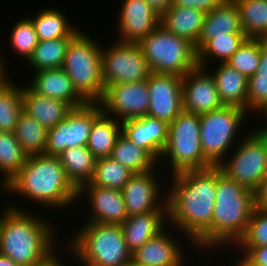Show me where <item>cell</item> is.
<instances>
[{
    "label": "cell",
    "mask_w": 267,
    "mask_h": 266,
    "mask_svg": "<svg viewBox=\"0 0 267 266\" xmlns=\"http://www.w3.org/2000/svg\"><path fill=\"white\" fill-rule=\"evenodd\" d=\"M171 178V188L166 193L168 223L184 232L189 243L192 241L199 250L212 248L217 166L183 171Z\"/></svg>",
    "instance_id": "1"
},
{
    "label": "cell",
    "mask_w": 267,
    "mask_h": 266,
    "mask_svg": "<svg viewBox=\"0 0 267 266\" xmlns=\"http://www.w3.org/2000/svg\"><path fill=\"white\" fill-rule=\"evenodd\" d=\"M7 204L3 209L0 229V254L20 266H35L57 248L51 220L25 211L17 204ZM51 222V223H50Z\"/></svg>",
    "instance_id": "2"
},
{
    "label": "cell",
    "mask_w": 267,
    "mask_h": 266,
    "mask_svg": "<svg viewBox=\"0 0 267 266\" xmlns=\"http://www.w3.org/2000/svg\"><path fill=\"white\" fill-rule=\"evenodd\" d=\"M2 188L43 205V209L66 210L78 202V190L67 179L59 157L53 155L28 156L20 171Z\"/></svg>",
    "instance_id": "3"
},
{
    "label": "cell",
    "mask_w": 267,
    "mask_h": 266,
    "mask_svg": "<svg viewBox=\"0 0 267 266\" xmlns=\"http://www.w3.org/2000/svg\"><path fill=\"white\" fill-rule=\"evenodd\" d=\"M216 192L212 215V249L229 244L235 246L245 234L254 211V192L228 178L218 166Z\"/></svg>",
    "instance_id": "4"
},
{
    "label": "cell",
    "mask_w": 267,
    "mask_h": 266,
    "mask_svg": "<svg viewBox=\"0 0 267 266\" xmlns=\"http://www.w3.org/2000/svg\"><path fill=\"white\" fill-rule=\"evenodd\" d=\"M78 229L64 249L80 265L122 266L131 260L121 225L84 222Z\"/></svg>",
    "instance_id": "5"
},
{
    "label": "cell",
    "mask_w": 267,
    "mask_h": 266,
    "mask_svg": "<svg viewBox=\"0 0 267 266\" xmlns=\"http://www.w3.org/2000/svg\"><path fill=\"white\" fill-rule=\"evenodd\" d=\"M81 30L70 40L62 69L87 103H99L104 95L102 45Z\"/></svg>",
    "instance_id": "6"
},
{
    "label": "cell",
    "mask_w": 267,
    "mask_h": 266,
    "mask_svg": "<svg viewBox=\"0 0 267 266\" xmlns=\"http://www.w3.org/2000/svg\"><path fill=\"white\" fill-rule=\"evenodd\" d=\"M138 44L154 73L184 77L198 65L194 45L161 24Z\"/></svg>",
    "instance_id": "7"
},
{
    "label": "cell",
    "mask_w": 267,
    "mask_h": 266,
    "mask_svg": "<svg viewBox=\"0 0 267 266\" xmlns=\"http://www.w3.org/2000/svg\"><path fill=\"white\" fill-rule=\"evenodd\" d=\"M200 116L182 111L168 127V140L161 155L169 162L171 175L203 170L213 165L204 157L200 141ZM164 157V158H162Z\"/></svg>",
    "instance_id": "8"
},
{
    "label": "cell",
    "mask_w": 267,
    "mask_h": 266,
    "mask_svg": "<svg viewBox=\"0 0 267 266\" xmlns=\"http://www.w3.org/2000/svg\"><path fill=\"white\" fill-rule=\"evenodd\" d=\"M248 113L250 114L240 107L224 105L199 115L201 147L204 157L213 166H218L226 159L228 152L239 143H236V135H240V127L243 126Z\"/></svg>",
    "instance_id": "9"
},
{
    "label": "cell",
    "mask_w": 267,
    "mask_h": 266,
    "mask_svg": "<svg viewBox=\"0 0 267 266\" xmlns=\"http://www.w3.org/2000/svg\"><path fill=\"white\" fill-rule=\"evenodd\" d=\"M247 132L251 133L233 148L230 159H224L218 167L228 178L255 192L267 177V140L257 132Z\"/></svg>",
    "instance_id": "10"
},
{
    "label": "cell",
    "mask_w": 267,
    "mask_h": 266,
    "mask_svg": "<svg viewBox=\"0 0 267 266\" xmlns=\"http://www.w3.org/2000/svg\"><path fill=\"white\" fill-rule=\"evenodd\" d=\"M102 47V77L105 88L111 84L136 83L152 73L138 43L113 42Z\"/></svg>",
    "instance_id": "11"
},
{
    "label": "cell",
    "mask_w": 267,
    "mask_h": 266,
    "mask_svg": "<svg viewBox=\"0 0 267 266\" xmlns=\"http://www.w3.org/2000/svg\"><path fill=\"white\" fill-rule=\"evenodd\" d=\"M101 112L99 103L73 108L65 119L48 129L45 154L59 156L66 149L87 146L93 121Z\"/></svg>",
    "instance_id": "12"
},
{
    "label": "cell",
    "mask_w": 267,
    "mask_h": 266,
    "mask_svg": "<svg viewBox=\"0 0 267 266\" xmlns=\"http://www.w3.org/2000/svg\"><path fill=\"white\" fill-rule=\"evenodd\" d=\"M149 102L148 82L144 80L108 85L99 104L106 115L122 122L146 116Z\"/></svg>",
    "instance_id": "13"
},
{
    "label": "cell",
    "mask_w": 267,
    "mask_h": 266,
    "mask_svg": "<svg viewBox=\"0 0 267 266\" xmlns=\"http://www.w3.org/2000/svg\"><path fill=\"white\" fill-rule=\"evenodd\" d=\"M147 82L150 96L147 116L171 123L183 111L182 77L152 72Z\"/></svg>",
    "instance_id": "14"
},
{
    "label": "cell",
    "mask_w": 267,
    "mask_h": 266,
    "mask_svg": "<svg viewBox=\"0 0 267 266\" xmlns=\"http://www.w3.org/2000/svg\"><path fill=\"white\" fill-rule=\"evenodd\" d=\"M206 67L196 66L182 77L183 111L204 114L223 107L215 80Z\"/></svg>",
    "instance_id": "15"
},
{
    "label": "cell",
    "mask_w": 267,
    "mask_h": 266,
    "mask_svg": "<svg viewBox=\"0 0 267 266\" xmlns=\"http://www.w3.org/2000/svg\"><path fill=\"white\" fill-rule=\"evenodd\" d=\"M154 172L155 169L143 173H134L122 188L128 216L144 214L156 209H167L166 190L163 194L162 184L155 177L157 173Z\"/></svg>",
    "instance_id": "16"
},
{
    "label": "cell",
    "mask_w": 267,
    "mask_h": 266,
    "mask_svg": "<svg viewBox=\"0 0 267 266\" xmlns=\"http://www.w3.org/2000/svg\"><path fill=\"white\" fill-rule=\"evenodd\" d=\"M119 10L118 42L139 43L161 24V15L147 0H123Z\"/></svg>",
    "instance_id": "17"
},
{
    "label": "cell",
    "mask_w": 267,
    "mask_h": 266,
    "mask_svg": "<svg viewBox=\"0 0 267 266\" xmlns=\"http://www.w3.org/2000/svg\"><path fill=\"white\" fill-rule=\"evenodd\" d=\"M83 196H87L92 210V215H89L91 218L89 217V221L86 222L121 225L128 218L121 190L81 186L77 191V200H83Z\"/></svg>",
    "instance_id": "18"
},
{
    "label": "cell",
    "mask_w": 267,
    "mask_h": 266,
    "mask_svg": "<svg viewBox=\"0 0 267 266\" xmlns=\"http://www.w3.org/2000/svg\"><path fill=\"white\" fill-rule=\"evenodd\" d=\"M122 134L136 146L146 149L158 162L168 140L166 121L149 116L124 120Z\"/></svg>",
    "instance_id": "19"
},
{
    "label": "cell",
    "mask_w": 267,
    "mask_h": 266,
    "mask_svg": "<svg viewBox=\"0 0 267 266\" xmlns=\"http://www.w3.org/2000/svg\"><path fill=\"white\" fill-rule=\"evenodd\" d=\"M166 229L131 253V259L142 266H185L182 245Z\"/></svg>",
    "instance_id": "20"
},
{
    "label": "cell",
    "mask_w": 267,
    "mask_h": 266,
    "mask_svg": "<svg viewBox=\"0 0 267 266\" xmlns=\"http://www.w3.org/2000/svg\"><path fill=\"white\" fill-rule=\"evenodd\" d=\"M33 75L31 83H27V86L36 94L65 101L73 108L87 103L78 94L68 74L62 68L41 70Z\"/></svg>",
    "instance_id": "21"
},
{
    "label": "cell",
    "mask_w": 267,
    "mask_h": 266,
    "mask_svg": "<svg viewBox=\"0 0 267 266\" xmlns=\"http://www.w3.org/2000/svg\"><path fill=\"white\" fill-rule=\"evenodd\" d=\"M167 220V209H156L148 213L128 216L121 224L128 250L133 253L148 240L157 236L165 229Z\"/></svg>",
    "instance_id": "22"
},
{
    "label": "cell",
    "mask_w": 267,
    "mask_h": 266,
    "mask_svg": "<svg viewBox=\"0 0 267 266\" xmlns=\"http://www.w3.org/2000/svg\"><path fill=\"white\" fill-rule=\"evenodd\" d=\"M73 107L62 100L40 96L28 86H22V112L36 119L47 129L67 117Z\"/></svg>",
    "instance_id": "23"
},
{
    "label": "cell",
    "mask_w": 267,
    "mask_h": 266,
    "mask_svg": "<svg viewBox=\"0 0 267 266\" xmlns=\"http://www.w3.org/2000/svg\"><path fill=\"white\" fill-rule=\"evenodd\" d=\"M238 32H244L239 8L234 0H224L205 15L202 32L194 48L197 52L208 40L215 36Z\"/></svg>",
    "instance_id": "24"
},
{
    "label": "cell",
    "mask_w": 267,
    "mask_h": 266,
    "mask_svg": "<svg viewBox=\"0 0 267 266\" xmlns=\"http://www.w3.org/2000/svg\"><path fill=\"white\" fill-rule=\"evenodd\" d=\"M216 68L211 74L223 105L247 111L248 78L226 63H220Z\"/></svg>",
    "instance_id": "25"
},
{
    "label": "cell",
    "mask_w": 267,
    "mask_h": 266,
    "mask_svg": "<svg viewBox=\"0 0 267 266\" xmlns=\"http://www.w3.org/2000/svg\"><path fill=\"white\" fill-rule=\"evenodd\" d=\"M205 15L197 9L171 6L161 14V25L195 46L202 32Z\"/></svg>",
    "instance_id": "26"
},
{
    "label": "cell",
    "mask_w": 267,
    "mask_h": 266,
    "mask_svg": "<svg viewBox=\"0 0 267 266\" xmlns=\"http://www.w3.org/2000/svg\"><path fill=\"white\" fill-rule=\"evenodd\" d=\"M58 157L67 179L77 190L91 181L97 158L87 146L66 149Z\"/></svg>",
    "instance_id": "27"
},
{
    "label": "cell",
    "mask_w": 267,
    "mask_h": 266,
    "mask_svg": "<svg viewBox=\"0 0 267 266\" xmlns=\"http://www.w3.org/2000/svg\"><path fill=\"white\" fill-rule=\"evenodd\" d=\"M121 133V121L106 115L102 111L93 121L87 148L97 159L110 157Z\"/></svg>",
    "instance_id": "28"
},
{
    "label": "cell",
    "mask_w": 267,
    "mask_h": 266,
    "mask_svg": "<svg viewBox=\"0 0 267 266\" xmlns=\"http://www.w3.org/2000/svg\"><path fill=\"white\" fill-rule=\"evenodd\" d=\"M39 41L74 37L80 30L69 23L67 16L58 8L43 9L35 17H29ZM68 20V21H67Z\"/></svg>",
    "instance_id": "29"
},
{
    "label": "cell",
    "mask_w": 267,
    "mask_h": 266,
    "mask_svg": "<svg viewBox=\"0 0 267 266\" xmlns=\"http://www.w3.org/2000/svg\"><path fill=\"white\" fill-rule=\"evenodd\" d=\"M133 173H143L157 167V160L144 148L136 146L124 134L117 138L111 156Z\"/></svg>",
    "instance_id": "30"
},
{
    "label": "cell",
    "mask_w": 267,
    "mask_h": 266,
    "mask_svg": "<svg viewBox=\"0 0 267 266\" xmlns=\"http://www.w3.org/2000/svg\"><path fill=\"white\" fill-rule=\"evenodd\" d=\"M8 76L0 82V132L14 133L22 113V85Z\"/></svg>",
    "instance_id": "31"
},
{
    "label": "cell",
    "mask_w": 267,
    "mask_h": 266,
    "mask_svg": "<svg viewBox=\"0 0 267 266\" xmlns=\"http://www.w3.org/2000/svg\"><path fill=\"white\" fill-rule=\"evenodd\" d=\"M247 39L244 32L215 36L197 51L198 66L208 68L207 64H211L208 60L212 58L220 60V63H226Z\"/></svg>",
    "instance_id": "32"
},
{
    "label": "cell",
    "mask_w": 267,
    "mask_h": 266,
    "mask_svg": "<svg viewBox=\"0 0 267 266\" xmlns=\"http://www.w3.org/2000/svg\"><path fill=\"white\" fill-rule=\"evenodd\" d=\"M14 135L27 156L45 154L48 129L36 119L22 112L18 118Z\"/></svg>",
    "instance_id": "33"
},
{
    "label": "cell",
    "mask_w": 267,
    "mask_h": 266,
    "mask_svg": "<svg viewBox=\"0 0 267 266\" xmlns=\"http://www.w3.org/2000/svg\"><path fill=\"white\" fill-rule=\"evenodd\" d=\"M72 38L63 37L39 41L27 63L34 69V72L61 68Z\"/></svg>",
    "instance_id": "34"
},
{
    "label": "cell",
    "mask_w": 267,
    "mask_h": 266,
    "mask_svg": "<svg viewBox=\"0 0 267 266\" xmlns=\"http://www.w3.org/2000/svg\"><path fill=\"white\" fill-rule=\"evenodd\" d=\"M240 11L241 25L248 38L267 35V0H234Z\"/></svg>",
    "instance_id": "35"
},
{
    "label": "cell",
    "mask_w": 267,
    "mask_h": 266,
    "mask_svg": "<svg viewBox=\"0 0 267 266\" xmlns=\"http://www.w3.org/2000/svg\"><path fill=\"white\" fill-rule=\"evenodd\" d=\"M27 157L14 133L0 132V172L3 173L0 188L20 171Z\"/></svg>",
    "instance_id": "36"
},
{
    "label": "cell",
    "mask_w": 267,
    "mask_h": 266,
    "mask_svg": "<svg viewBox=\"0 0 267 266\" xmlns=\"http://www.w3.org/2000/svg\"><path fill=\"white\" fill-rule=\"evenodd\" d=\"M134 173L111 157L98 158L91 181L82 186L122 190Z\"/></svg>",
    "instance_id": "37"
},
{
    "label": "cell",
    "mask_w": 267,
    "mask_h": 266,
    "mask_svg": "<svg viewBox=\"0 0 267 266\" xmlns=\"http://www.w3.org/2000/svg\"><path fill=\"white\" fill-rule=\"evenodd\" d=\"M264 50L261 39L248 38L226 64L249 78L257 72L260 56Z\"/></svg>",
    "instance_id": "38"
},
{
    "label": "cell",
    "mask_w": 267,
    "mask_h": 266,
    "mask_svg": "<svg viewBox=\"0 0 267 266\" xmlns=\"http://www.w3.org/2000/svg\"><path fill=\"white\" fill-rule=\"evenodd\" d=\"M13 26L9 39L12 52L28 61L39 43L35 27L29 17L19 19Z\"/></svg>",
    "instance_id": "39"
},
{
    "label": "cell",
    "mask_w": 267,
    "mask_h": 266,
    "mask_svg": "<svg viewBox=\"0 0 267 266\" xmlns=\"http://www.w3.org/2000/svg\"><path fill=\"white\" fill-rule=\"evenodd\" d=\"M267 102V51H263L257 72L248 78L247 111L253 113Z\"/></svg>",
    "instance_id": "40"
},
{
    "label": "cell",
    "mask_w": 267,
    "mask_h": 266,
    "mask_svg": "<svg viewBox=\"0 0 267 266\" xmlns=\"http://www.w3.org/2000/svg\"><path fill=\"white\" fill-rule=\"evenodd\" d=\"M238 246H267V210L254 208L245 234L235 245Z\"/></svg>",
    "instance_id": "41"
},
{
    "label": "cell",
    "mask_w": 267,
    "mask_h": 266,
    "mask_svg": "<svg viewBox=\"0 0 267 266\" xmlns=\"http://www.w3.org/2000/svg\"><path fill=\"white\" fill-rule=\"evenodd\" d=\"M240 248L243 255L235 266H267V246L239 247L238 249Z\"/></svg>",
    "instance_id": "42"
},
{
    "label": "cell",
    "mask_w": 267,
    "mask_h": 266,
    "mask_svg": "<svg viewBox=\"0 0 267 266\" xmlns=\"http://www.w3.org/2000/svg\"><path fill=\"white\" fill-rule=\"evenodd\" d=\"M224 0H172L171 6L193 8L204 12H211Z\"/></svg>",
    "instance_id": "43"
},
{
    "label": "cell",
    "mask_w": 267,
    "mask_h": 266,
    "mask_svg": "<svg viewBox=\"0 0 267 266\" xmlns=\"http://www.w3.org/2000/svg\"><path fill=\"white\" fill-rule=\"evenodd\" d=\"M255 208L267 210V177L254 192Z\"/></svg>",
    "instance_id": "44"
},
{
    "label": "cell",
    "mask_w": 267,
    "mask_h": 266,
    "mask_svg": "<svg viewBox=\"0 0 267 266\" xmlns=\"http://www.w3.org/2000/svg\"><path fill=\"white\" fill-rule=\"evenodd\" d=\"M60 255L57 253V249L55 248L51 251L44 259L39 261L35 266H65L59 258ZM61 260V261H60Z\"/></svg>",
    "instance_id": "45"
},
{
    "label": "cell",
    "mask_w": 267,
    "mask_h": 266,
    "mask_svg": "<svg viewBox=\"0 0 267 266\" xmlns=\"http://www.w3.org/2000/svg\"><path fill=\"white\" fill-rule=\"evenodd\" d=\"M150 5L161 15L166 9L171 7L172 0H147Z\"/></svg>",
    "instance_id": "46"
},
{
    "label": "cell",
    "mask_w": 267,
    "mask_h": 266,
    "mask_svg": "<svg viewBox=\"0 0 267 266\" xmlns=\"http://www.w3.org/2000/svg\"><path fill=\"white\" fill-rule=\"evenodd\" d=\"M257 115L259 114H263L261 115L262 117L264 116V121L265 123H267V102L263 103L260 107H258L255 111H254ZM263 112V113H262ZM264 126H261V128L258 130H255L254 132H257L258 134H262L264 132H267V124H264Z\"/></svg>",
    "instance_id": "47"
},
{
    "label": "cell",
    "mask_w": 267,
    "mask_h": 266,
    "mask_svg": "<svg viewBox=\"0 0 267 266\" xmlns=\"http://www.w3.org/2000/svg\"><path fill=\"white\" fill-rule=\"evenodd\" d=\"M0 266H20L15 264L9 257L0 254Z\"/></svg>",
    "instance_id": "48"
},
{
    "label": "cell",
    "mask_w": 267,
    "mask_h": 266,
    "mask_svg": "<svg viewBox=\"0 0 267 266\" xmlns=\"http://www.w3.org/2000/svg\"><path fill=\"white\" fill-rule=\"evenodd\" d=\"M2 61H3V58L0 57V82L7 76L6 73H8L6 71L7 69H5L6 67H5V65H4V63Z\"/></svg>",
    "instance_id": "49"
},
{
    "label": "cell",
    "mask_w": 267,
    "mask_h": 266,
    "mask_svg": "<svg viewBox=\"0 0 267 266\" xmlns=\"http://www.w3.org/2000/svg\"><path fill=\"white\" fill-rule=\"evenodd\" d=\"M122 266H142L140 264H137L136 262H134L132 259L127 262V263H124Z\"/></svg>",
    "instance_id": "50"
},
{
    "label": "cell",
    "mask_w": 267,
    "mask_h": 266,
    "mask_svg": "<svg viewBox=\"0 0 267 266\" xmlns=\"http://www.w3.org/2000/svg\"><path fill=\"white\" fill-rule=\"evenodd\" d=\"M261 41L263 42L265 51H267V35L261 38Z\"/></svg>",
    "instance_id": "51"
},
{
    "label": "cell",
    "mask_w": 267,
    "mask_h": 266,
    "mask_svg": "<svg viewBox=\"0 0 267 266\" xmlns=\"http://www.w3.org/2000/svg\"><path fill=\"white\" fill-rule=\"evenodd\" d=\"M0 214H1V216H0V229H1V223L3 221V213H0Z\"/></svg>",
    "instance_id": "52"
},
{
    "label": "cell",
    "mask_w": 267,
    "mask_h": 266,
    "mask_svg": "<svg viewBox=\"0 0 267 266\" xmlns=\"http://www.w3.org/2000/svg\"><path fill=\"white\" fill-rule=\"evenodd\" d=\"M262 135L265 137V139L267 140V132L262 133Z\"/></svg>",
    "instance_id": "53"
}]
</instances>
